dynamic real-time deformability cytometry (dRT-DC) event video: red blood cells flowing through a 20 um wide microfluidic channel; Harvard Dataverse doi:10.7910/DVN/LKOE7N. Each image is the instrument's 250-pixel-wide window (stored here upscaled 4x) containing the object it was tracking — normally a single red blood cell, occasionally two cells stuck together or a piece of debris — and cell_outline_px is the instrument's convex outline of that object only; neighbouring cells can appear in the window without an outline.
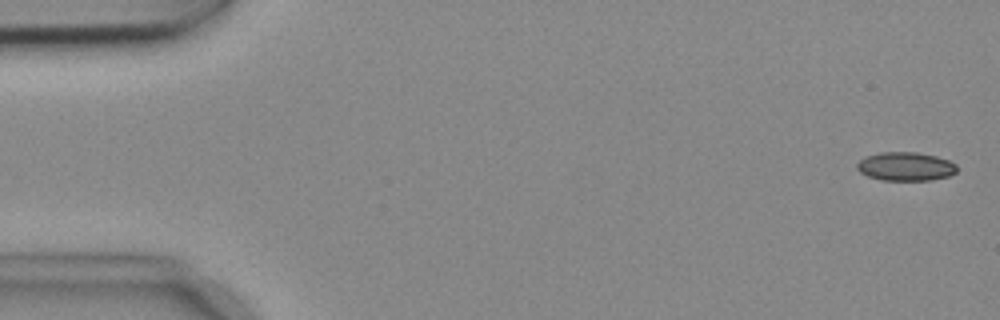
{"species": "common noctule bat (a hibernating species)", "species_latin": "Nyctalus noctula", "temperature_condition": "cold", "stored_images_in_passage": 54, "camera_frame_rate_fps": 3000, "um_per_image_px": 0.085, "animal": {"sex": "female", "body_mass_g": 18.4}, "frame": {"image": 1, "passage_image": 2, "time_ms": 0.333, "image_size_px": [1000, 320], "cell_outline_px": [[956, 172], [948, 176], [928, 180], [880, 180], [868, 176], [860, 172], [856, 168], [856, 164], [864, 156], [880, 152], [916, 152], [936, 156], [948, 160], [956, 164]], "centroid_in_image_um": [76.94, 14.14], "position_along_channel_um": 8.1, "area_um2": 16.7}}
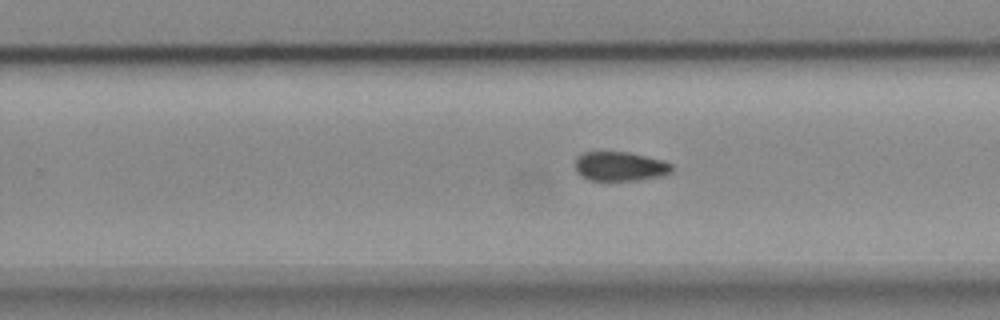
{"frame": {"image": 2, "passage_image": 34, "time_ms": 11.0, "image_size_px": [1000, 320], "cell_outline_px": [[672, 172], [660, 176], [640, 180], [588, 180], [576, 172], [576, 156], [584, 152], [628, 152], [664, 160], [672, 164]], "centroid_in_image_um": [52.71, 14.14], "position_along_channel_um": 277.1, "area_um2": 16.53}}
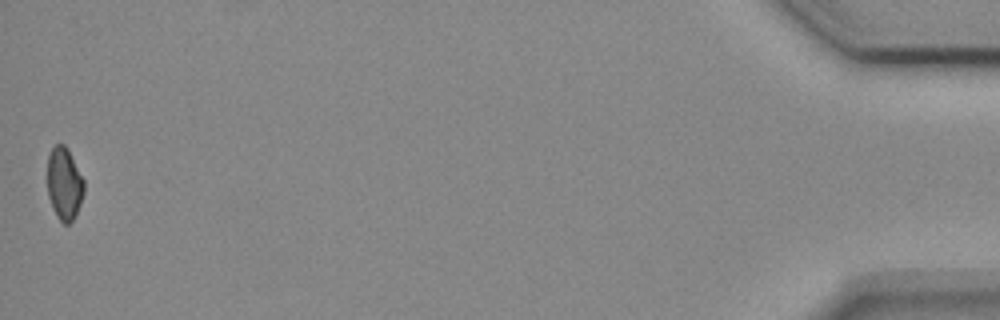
{"frame": {"image": 3, "passage_image": 54, "time_ms": 17.667, "image_size_px": [1000, 320], "cell_outline_px": [[84, 192], [80, 204], [72, 220], [68, 224], [64, 224], [56, 216], [52, 208], [48, 196], [48, 156], [52, 148], [56, 144], [64, 144], [68, 148], [84, 180]], "centroid_in_image_um": [5.46, 15.6], "position_along_channel_um": 429.7, "area_um2": 15.43}}